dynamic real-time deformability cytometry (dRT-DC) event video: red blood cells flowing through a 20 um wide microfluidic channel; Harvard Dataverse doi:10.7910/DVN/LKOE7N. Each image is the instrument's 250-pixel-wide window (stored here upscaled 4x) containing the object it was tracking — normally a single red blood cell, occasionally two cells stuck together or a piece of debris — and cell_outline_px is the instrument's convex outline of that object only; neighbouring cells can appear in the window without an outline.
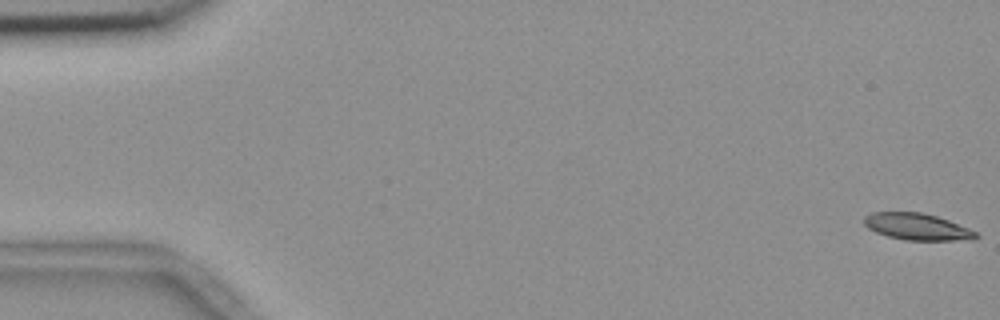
{"species": "common noctule bat (a hibernating species)", "species_latin": "Nyctalus noctula", "temperature_condition": "room temperature", "stored_images_in_passage": 10, "camera_frame_rate_fps": 3000, "um_per_image_px": 0.085, "animal": {"sex": "female", "body_mass_g": 18.4}, "frame": {"image": 1, "passage_image": 1, "time_ms": 0.0, "image_size_px": [1000, 320], "cell_outline_px": [[980, 236], [972, 240], [904, 240], [888, 236], [876, 232], [868, 228], [864, 224], [864, 216], [872, 212], [920, 212], [936, 216], [948, 220], [968, 228], [976, 232]], "centroid_in_image_um": [77.95, 19.27], "position_along_channel_um": 7.0, "area_um2": 17.34}}